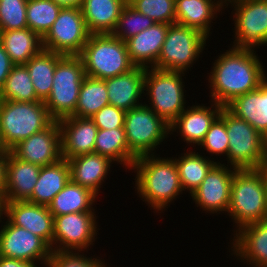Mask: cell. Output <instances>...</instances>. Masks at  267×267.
<instances>
[{
  "instance_id": "cell-1",
  "label": "cell",
  "mask_w": 267,
  "mask_h": 267,
  "mask_svg": "<svg viewBox=\"0 0 267 267\" xmlns=\"http://www.w3.org/2000/svg\"><path fill=\"white\" fill-rule=\"evenodd\" d=\"M256 51L229 48L214 61L209 74L210 101L226 107L235 98L261 86L267 78Z\"/></svg>"
},
{
  "instance_id": "cell-2",
  "label": "cell",
  "mask_w": 267,
  "mask_h": 267,
  "mask_svg": "<svg viewBox=\"0 0 267 267\" xmlns=\"http://www.w3.org/2000/svg\"><path fill=\"white\" fill-rule=\"evenodd\" d=\"M131 170L136 172L135 189L141 200L156 213L163 211L183 193L174 158L156 154L138 157ZM174 199V200H173Z\"/></svg>"
},
{
  "instance_id": "cell-3",
  "label": "cell",
  "mask_w": 267,
  "mask_h": 267,
  "mask_svg": "<svg viewBox=\"0 0 267 267\" xmlns=\"http://www.w3.org/2000/svg\"><path fill=\"white\" fill-rule=\"evenodd\" d=\"M227 215L236 231L267 218V172L265 168L235 170L231 184V199ZM238 228V229H237Z\"/></svg>"
},
{
  "instance_id": "cell-4",
  "label": "cell",
  "mask_w": 267,
  "mask_h": 267,
  "mask_svg": "<svg viewBox=\"0 0 267 267\" xmlns=\"http://www.w3.org/2000/svg\"><path fill=\"white\" fill-rule=\"evenodd\" d=\"M53 121L43 101L0 100V137L8 151Z\"/></svg>"
},
{
  "instance_id": "cell-5",
  "label": "cell",
  "mask_w": 267,
  "mask_h": 267,
  "mask_svg": "<svg viewBox=\"0 0 267 267\" xmlns=\"http://www.w3.org/2000/svg\"><path fill=\"white\" fill-rule=\"evenodd\" d=\"M86 76L108 79L133 69L126 43L112 33L90 34L82 53Z\"/></svg>"
},
{
  "instance_id": "cell-6",
  "label": "cell",
  "mask_w": 267,
  "mask_h": 267,
  "mask_svg": "<svg viewBox=\"0 0 267 267\" xmlns=\"http://www.w3.org/2000/svg\"><path fill=\"white\" fill-rule=\"evenodd\" d=\"M184 72L146 68L144 95L149 97L148 104L158 116L171 124L185 109ZM185 90V91H184ZM148 91V92H147ZM152 105V106H151Z\"/></svg>"
},
{
  "instance_id": "cell-7",
  "label": "cell",
  "mask_w": 267,
  "mask_h": 267,
  "mask_svg": "<svg viewBox=\"0 0 267 267\" xmlns=\"http://www.w3.org/2000/svg\"><path fill=\"white\" fill-rule=\"evenodd\" d=\"M85 74L80 56L64 55L56 64L51 93L44 102L54 121L74 116Z\"/></svg>"
},
{
  "instance_id": "cell-8",
  "label": "cell",
  "mask_w": 267,
  "mask_h": 267,
  "mask_svg": "<svg viewBox=\"0 0 267 267\" xmlns=\"http://www.w3.org/2000/svg\"><path fill=\"white\" fill-rule=\"evenodd\" d=\"M219 117L225 122L229 138L227 163L237 169L263 168V136L226 107Z\"/></svg>"
},
{
  "instance_id": "cell-9",
  "label": "cell",
  "mask_w": 267,
  "mask_h": 267,
  "mask_svg": "<svg viewBox=\"0 0 267 267\" xmlns=\"http://www.w3.org/2000/svg\"><path fill=\"white\" fill-rule=\"evenodd\" d=\"M207 39L208 37L196 29L176 23L169 25L154 68L186 73L188 68L191 70L193 63L199 59Z\"/></svg>"
},
{
  "instance_id": "cell-10",
  "label": "cell",
  "mask_w": 267,
  "mask_h": 267,
  "mask_svg": "<svg viewBox=\"0 0 267 267\" xmlns=\"http://www.w3.org/2000/svg\"><path fill=\"white\" fill-rule=\"evenodd\" d=\"M169 129L170 124L145 104L126 111V140L129 150L137 158L155 154V148L157 149L158 145L169 137Z\"/></svg>"
},
{
  "instance_id": "cell-11",
  "label": "cell",
  "mask_w": 267,
  "mask_h": 267,
  "mask_svg": "<svg viewBox=\"0 0 267 267\" xmlns=\"http://www.w3.org/2000/svg\"><path fill=\"white\" fill-rule=\"evenodd\" d=\"M89 36L81 8H62L42 38V45L43 49L61 55L79 56Z\"/></svg>"
},
{
  "instance_id": "cell-12",
  "label": "cell",
  "mask_w": 267,
  "mask_h": 267,
  "mask_svg": "<svg viewBox=\"0 0 267 267\" xmlns=\"http://www.w3.org/2000/svg\"><path fill=\"white\" fill-rule=\"evenodd\" d=\"M229 5L234 6L232 47L255 50L267 46V0H237Z\"/></svg>"
},
{
  "instance_id": "cell-13",
  "label": "cell",
  "mask_w": 267,
  "mask_h": 267,
  "mask_svg": "<svg viewBox=\"0 0 267 267\" xmlns=\"http://www.w3.org/2000/svg\"><path fill=\"white\" fill-rule=\"evenodd\" d=\"M96 212L69 213L54 217L53 251L84 252L95 242Z\"/></svg>"
},
{
  "instance_id": "cell-14",
  "label": "cell",
  "mask_w": 267,
  "mask_h": 267,
  "mask_svg": "<svg viewBox=\"0 0 267 267\" xmlns=\"http://www.w3.org/2000/svg\"><path fill=\"white\" fill-rule=\"evenodd\" d=\"M4 223V224H3ZM0 228V256L30 263L39 262L47 267L51 247L40 237L8 220Z\"/></svg>"
},
{
  "instance_id": "cell-15",
  "label": "cell",
  "mask_w": 267,
  "mask_h": 267,
  "mask_svg": "<svg viewBox=\"0 0 267 267\" xmlns=\"http://www.w3.org/2000/svg\"><path fill=\"white\" fill-rule=\"evenodd\" d=\"M230 167V168H229ZM236 168L216 163L206 174L205 179L191 194L197 207L207 213L227 212L231 199V184Z\"/></svg>"
},
{
  "instance_id": "cell-16",
  "label": "cell",
  "mask_w": 267,
  "mask_h": 267,
  "mask_svg": "<svg viewBox=\"0 0 267 267\" xmlns=\"http://www.w3.org/2000/svg\"><path fill=\"white\" fill-rule=\"evenodd\" d=\"M17 158L44 167L62 159L61 132L58 121L20 141L10 150Z\"/></svg>"
},
{
  "instance_id": "cell-17",
  "label": "cell",
  "mask_w": 267,
  "mask_h": 267,
  "mask_svg": "<svg viewBox=\"0 0 267 267\" xmlns=\"http://www.w3.org/2000/svg\"><path fill=\"white\" fill-rule=\"evenodd\" d=\"M3 215L11 224L25 228L42 238L53 252L54 217L48 206L28 201L3 202Z\"/></svg>"
},
{
  "instance_id": "cell-18",
  "label": "cell",
  "mask_w": 267,
  "mask_h": 267,
  "mask_svg": "<svg viewBox=\"0 0 267 267\" xmlns=\"http://www.w3.org/2000/svg\"><path fill=\"white\" fill-rule=\"evenodd\" d=\"M236 232V233H235ZM231 246L232 256L252 267L267 266V218L235 231ZM240 258V259H239Z\"/></svg>"
},
{
  "instance_id": "cell-19",
  "label": "cell",
  "mask_w": 267,
  "mask_h": 267,
  "mask_svg": "<svg viewBox=\"0 0 267 267\" xmlns=\"http://www.w3.org/2000/svg\"><path fill=\"white\" fill-rule=\"evenodd\" d=\"M61 132V155L64 159L93 153L98 127L91 118L69 116L58 121Z\"/></svg>"
},
{
  "instance_id": "cell-20",
  "label": "cell",
  "mask_w": 267,
  "mask_h": 267,
  "mask_svg": "<svg viewBox=\"0 0 267 267\" xmlns=\"http://www.w3.org/2000/svg\"><path fill=\"white\" fill-rule=\"evenodd\" d=\"M210 103L211 107H206L204 106L205 104L187 106V108L170 124V135L173 134L174 131L177 132V134L179 132L184 142L193 145V147L199 146L204 140L210 125L219 116L223 108L213 101H210Z\"/></svg>"
},
{
  "instance_id": "cell-21",
  "label": "cell",
  "mask_w": 267,
  "mask_h": 267,
  "mask_svg": "<svg viewBox=\"0 0 267 267\" xmlns=\"http://www.w3.org/2000/svg\"><path fill=\"white\" fill-rule=\"evenodd\" d=\"M41 166L17 158L8 152L3 202L26 201L37 184Z\"/></svg>"
},
{
  "instance_id": "cell-22",
  "label": "cell",
  "mask_w": 267,
  "mask_h": 267,
  "mask_svg": "<svg viewBox=\"0 0 267 267\" xmlns=\"http://www.w3.org/2000/svg\"><path fill=\"white\" fill-rule=\"evenodd\" d=\"M146 68L135 66L121 75L105 79L109 104L128 111L143 103ZM140 98V99H139Z\"/></svg>"
},
{
  "instance_id": "cell-23",
  "label": "cell",
  "mask_w": 267,
  "mask_h": 267,
  "mask_svg": "<svg viewBox=\"0 0 267 267\" xmlns=\"http://www.w3.org/2000/svg\"><path fill=\"white\" fill-rule=\"evenodd\" d=\"M168 27L169 24L166 23H155L125 41L130 60L135 66L144 68L156 66Z\"/></svg>"
},
{
  "instance_id": "cell-24",
  "label": "cell",
  "mask_w": 267,
  "mask_h": 267,
  "mask_svg": "<svg viewBox=\"0 0 267 267\" xmlns=\"http://www.w3.org/2000/svg\"><path fill=\"white\" fill-rule=\"evenodd\" d=\"M67 161L70 166L71 180L90 189L98 196L104 179L110 173L113 161L95 152L79 155Z\"/></svg>"
},
{
  "instance_id": "cell-25",
  "label": "cell",
  "mask_w": 267,
  "mask_h": 267,
  "mask_svg": "<svg viewBox=\"0 0 267 267\" xmlns=\"http://www.w3.org/2000/svg\"><path fill=\"white\" fill-rule=\"evenodd\" d=\"M226 108L264 136L267 133V78L260 87L235 98Z\"/></svg>"
},
{
  "instance_id": "cell-26",
  "label": "cell",
  "mask_w": 267,
  "mask_h": 267,
  "mask_svg": "<svg viewBox=\"0 0 267 267\" xmlns=\"http://www.w3.org/2000/svg\"><path fill=\"white\" fill-rule=\"evenodd\" d=\"M224 8L217 0H175L176 24L196 29L209 38L212 20Z\"/></svg>"
},
{
  "instance_id": "cell-27",
  "label": "cell",
  "mask_w": 267,
  "mask_h": 267,
  "mask_svg": "<svg viewBox=\"0 0 267 267\" xmlns=\"http://www.w3.org/2000/svg\"><path fill=\"white\" fill-rule=\"evenodd\" d=\"M70 180V166L67 159L62 158L54 164L41 167L37 184L26 201L48 206Z\"/></svg>"
},
{
  "instance_id": "cell-28",
  "label": "cell",
  "mask_w": 267,
  "mask_h": 267,
  "mask_svg": "<svg viewBox=\"0 0 267 267\" xmlns=\"http://www.w3.org/2000/svg\"><path fill=\"white\" fill-rule=\"evenodd\" d=\"M125 3L123 0H84L82 15L90 34L112 33Z\"/></svg>"
},
{
  "instance_id": "cell-29",
  "label": "cell",
  "mask_w": 267,
  "mask_h": 267,
  "mask_svg": "<svg viewBox=\"0 0 267 267\" xmlns=\"http://www.w3.org/2000/svg\"><path fill=\"white\" fill-rule=\"evenodd\" d=\"M0 42L14 65H25L42 49V38L30 28L0 31Z\"/></svg>"
},
{
  "instance_id": "cell-30",
  "label": "cell",
  "mask_w": 267,
  "mask_h": 267,
  "mask_svg": "<svg viewBox=\"0 0 267 267\" xmlns=\"http://www.w3.org/2000/svg\"><path fill=\"white\" fill-rule=\"evenodd\" d=\"M96 198L97 195L90 189L70 180L50 202L48 209L53 217L69 213L95 212L92 206Z\"/></svg>"
},
{
  "instance_id": "cell-31",
  "label": "cell",
  "mask_w": 267,
  "mask_h": 267,
  "mask_svg": "<svg viewBox=\"0 0 267 267\" xmlns=\"http://www.w3.org/2000/svg\"><path fill=\"white\" fill-rule=\"evenodd\" d=\"M63 56L59 53L42 49L25 64L30 74L36 96L40 101L45 102L49 97L56 64Z\"/></svg>"
},
{
  "instance_id": "cell-32",
  "label": "cell",
  "mask_w": 267,
  "mask_h": 267,
  "mask_svg": "<svg viewBox=\"0 0 267 267\" xmlns=\"http://www.w3.org/2000/svg\"><path fill=\"white\" fill-rule=\"evenodd\" d=\"M95 140V153L131 169L137 157L129 150L124 128L98 129Z\"/></svg>"
},
{
  "instance_id": "cell-33",
  "label": "cell",
  "mask_w": 267,
  "mask_h": 267,
  "mask_svg": "<svg viewBox=\"0 0 267 267\" xmlns=\"http://www.w3.org/2000/svg\"><path fill=\"white\" fill-rule=\"evenodd\" d=\"M189 151L183 153V156L181 153V157H174V160L183 191L187 189L186 191H189L191 195L205 179L211 168L220 162H214V160H210V158L204 157L196 151Z\"/></svg>"
},
{
  "instance_id": "cell-34",
  "label": "cell",
  "mask_w": 267,
  "mask_h": 267,
  "mask_svg": "<svg viewBox=\"0 0 267 267\" xmlns=\"http://www.w3.org/2000/svg\"><path fill=\"white\" fill-rule=\"evenodd\" d=\"M107 95L105 80L85 76L80 88L74 116L91 118L104 106L109 105Z\"/></svg>"
},
{
  "instance_id": "cell-35",
  "label": "cell",
  "mask_w": 267,
  "mask_h": 267,
  "mask_svg": "<svg viewBox=\"0 0 267 267\" xmlns=\"http://www.w3.org/2000/svg\"><path fill=\"white\" fill-rule=\"evenodd\" d=\"M0 100L19 102L40 101L25 65H14L0 91Z\"/></svg>"
},
{
  "instance_id": "cell-36",
  "label": "cell",
  "mask_w": 267,
  "mask_h": 267,
  "mask_svg": "<svg viewBox=\"0 0 267 267\" xmlns=\"http://www.w3.org/2000/svg\"><path fill=\"white\" fill-rule=\"evenodd\" d=\"M61 9L53 0H28L26 6L28 28L43 38L57 19Z\"/></svg>"
},
{
  "instance_id": "cell-37",
  "label": "cell",
  "mask_w": 267,
  "mask_h": 267,
  "mask_svg": "<svg viewBox=\"0 0 267 267\" xmlns=\"http://www.w3.org/2000/svg\"><path fill=\"white\" fill-rule=\"evenodd\" d=\"M155 23L154 20L139 13L130 5H125L112 34L125 42L141 31L153 26Z\"/></svg>"
},
{
  "instance_id": "cell-38",
  "label": "cell",
  "mask_w": 267,
  "mask_h": 267,
  "mask_svg": "<svg viewBox=\"0 0 267 267\" xmlns=\"http://www.w3.org/2000/svg\"><path fill=\"white\" fill-rule=\"evenodd\" d=\"M130 6L156 23H176L175 0H135Z\"/></svg>"
},
{
  "instance_id": "cell-39",
  "label": "cell",
  "mask_w": 267,
  "mask_h": 267,
  "mask_svg": "<svg viewBox=\"0 0 267 267\" xmlns=\"http://www.w3.org/2000/svg\"><path fill=\"white\" fill-rule=\"evenodd\" d=\"M28 0H0V31L28 28L26 6Z\"/></svg>"
},
{
  "instance_id": "cell-40",
  "label": "cell",
  "mask_w": 267,
  "mask_h": 267,
  "mask_svg": "<svg viewBox=\"0 0 267 267\" xmlns=\"http://www.w3.org/2000/svg\"><path fill=\"white\" fill-rule=\"evenodd\" d=\"M200 148L207 150L209 154L228 156L229 138L225 122L218 116L210 125Z\"/></svg>"
},
{
  "instance_id": "cell-41",
  "label": "cell",
  "mask_w": 267,
  "mask_h": 267,
  "mask_svg": "<svg viewBox=\"0 0 267 267\" xmlns=\"http://www.w3.org/2000/svg\"><path fill=\"white\" fill-rule=\"evenodd\" d=\"M80 253L53 251L47 267H106L100 258L86 257Z\"/></svg>"
},
{
  "instance_id": "cell-42",
  "label": "cell",
  "mask_w": 267,
  "mask_h": 267,
  "mask_svg": "<svg viewBox=\"0 0 267 267\" xmlns=\"http://www.w3.org/2000/svg\"><path fill=\"white\" fill-rule=\"evenodd\" d=\"M125 114V110L109 104L94 114L91 119L98 129L124 128Z\"/></svg>"
},
{
  "instance_id": "cell-43",
  "label": "cell",
  "mask_w": 267,
  "mask_h": 267,
  "mask_svg": "<svg viewBox=\"0 0 267 267\" xmlns=\"http://www.w3.org/2000/svg\"><path fill=\"white\" fill-rule=\"evenodd\" d=\"M14 64L0 42V91L4 86L5 80L11 72Z\"/></svg>"
},
{
  "instance_id": "cell-44",
  "label": "cell",
  "mask_w": 267,
  "mask_h": 267,
  "mask_svg": "<svg viewBox=\"0 0 267 267\" xmlns=\"http://www.w3.org/2000/svg\"><path fill=\"white\" fill-rule=\"evenodd\" d=\"M35 263L0 256V267H39Z\"/></svg>"
},
{
  "instance_id": "cell-45",
  "label": "cell",
  "mask_w": 267,
  "mask_h": 267,
  "mask_svg": "<svg viewBox=\"0 0 267 267\" xmlns=\"http://www.w3.org/2000/svg\"><path fill=\"white\" fill-rule=\"evenodd\" d=\"M8 155H0V197L3 199L5 190L6 162Z\"/></svg>"
},
{
  "instance_id": "cell-46",
  "label": "cell",
  "mask_w": 267,
  "mask_h": 267,
  "mask_svg": "<svg viewBox=\"0 0 267 267\" xmlns=\"http://www.w3.org/2000/svg\"><path fill=\"white\" fill-rule=\"evenodd\" d=\"M61 8H81L84 0H53Z\"/></svg>"
},
{
  "instance_id": "cell-47",
  "label": "cell",
  "mask_w": 267,
  "mask_h": 267,
  "mask_svg": "<svg viewBox=\"0 0 267 267\" xmlns=\"http://www.w3.org/2000/svg\"><path fill=\"white\" fill-rule=\"evenodd\" d=\"M263 168L267 169V133L263 136Z\"/></svg>"
},
{
  "instance_id": "cell-48",
  "label": "cell",
  "mask_w": 267,
  "mask_h": 267,
  "mask_svg": "<svg viewBox=\"0 0 267 267\" xmlns=\"http://www.w3.org/2000/svg\"><path fill=\"white\" fill-rule=\"evenodd\" d=\"M8 150L3 146L1 137H0V155H8Z\"/></svg>"
},
{
  "instance_id": "cell-49",
  "label": "cell",
  "mask_w": 267,
  "mask_h": 267,
  "mask_svg": "<svg viewBox=\"0 0 267 267\" xmlns=\"http://www.w3.org/2000/svg\"><path fill=\"white\" fill-rule=\"evenodd\" d=\"M223 7L226 6L228 7V5L232 2H235L237 0H217Z\"/></svg>"
},
{
  "instance_id": "cell-50",
  "label": "cell",
  "mask_w": 267,
  "mask_h": 267,
  "mask_svg": "<svg viewBox=\"0 0 267 267\" xmlns=\"http://www.w3.org/2000/svg\"><path fill=\"white\" fill-rule=\"evenodd\" d=\"M1 219L3 218V199L0 197V222L2 223L3 221Z\"/></svg>"
},
{
  "instance_id": "cell-51",
  "label": "cell",
  "mask_w": 267,
  "mask_h": 267,
  "mask_svg": "<svg viewBox=\"0 0 267 267\" xmlns=\"http://www.w3.org/2000/svg\"><path fill=\"white\" fill-rule=\"evenodd\" d=\"M123 1H124L125 5H130L135 0H123Z\"/></svg>"
}]
</instances>
